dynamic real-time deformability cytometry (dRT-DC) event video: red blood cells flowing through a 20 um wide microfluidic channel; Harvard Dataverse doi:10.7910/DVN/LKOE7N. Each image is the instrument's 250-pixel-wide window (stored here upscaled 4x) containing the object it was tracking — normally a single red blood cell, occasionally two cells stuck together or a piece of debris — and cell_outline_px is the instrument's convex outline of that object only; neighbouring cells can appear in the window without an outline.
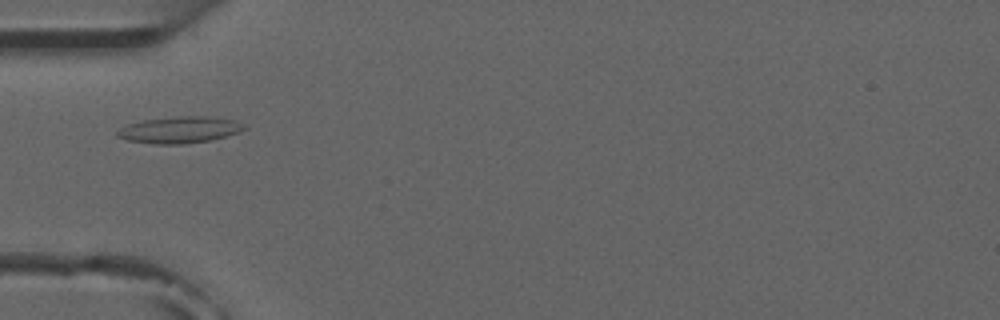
{"species": "common noctule bat (a hibernating species)", "species_latin": "Nyctalus noctula", "temperature_condition": "room temperature", "stored_images_in_passage": 5, "camera_frame_rate_fps": 3000, "um_per_image_px": 0.085, "animal": {"sex": "male", "forearm_length_mm": 52.5}, "frame": {"image": 1, "passage_image": 5, "time_ms": 4.333, "image_size_px": [1000, 320], "cell_outline_px": [[248, 128], [240, 132], [228, 136], [212, 140], [184, 144], [156, 144], [128, 140], [116, 136], [116, 132], [120, 128], [128, 124], [144, 120], [176, 116], [204, 116], [236, 120], [244, 124]], "centroid_in_image_um": [15.32, 11.04], "position_along_channel_um": 69.7, "area_um2": 19.77}}